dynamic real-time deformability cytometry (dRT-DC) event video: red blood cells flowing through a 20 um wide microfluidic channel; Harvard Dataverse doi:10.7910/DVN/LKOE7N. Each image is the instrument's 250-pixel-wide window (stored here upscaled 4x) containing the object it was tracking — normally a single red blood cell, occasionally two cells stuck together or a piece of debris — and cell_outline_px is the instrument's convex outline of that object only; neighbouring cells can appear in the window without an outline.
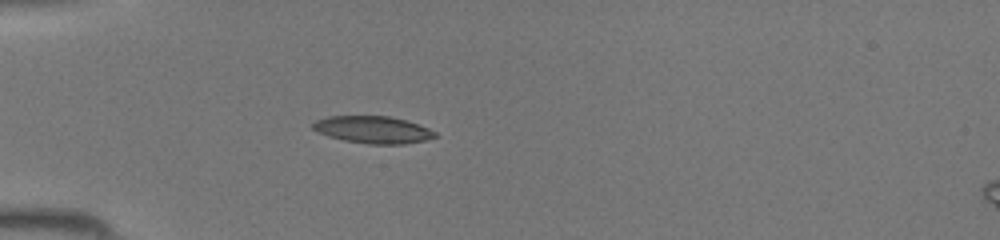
{"species": "common noctule bat (a hibernating species)", "species_latin": "Nyctalus noctula", "temperature_condition": "room temperature", "stored_images_in_passage": 33, "camera_frame_rate_fps": 3000, "um_per_image_px": 0.085, "animal": {"sex": "female", "body_mass_g": 19.5, "forearm_length_mm": 54.1}, "frame": {"image": 1, "passage_image": 4, "time_ms": 1.0, "image_size_px": [1000, 240], "cell_outline_px": [[436, 136], [424, 140], [404, 144], [368, 144], [344, 140], [328, 136], [312, 128], [312, 124], [316, 120], [328, 116], [388, 116], [404, 120], [428, 128], [436, 132]], "centroid_in_image_um": [31.68, 11.02], "position_along_channel_um": 53.3, "area_um2": 19.07}}
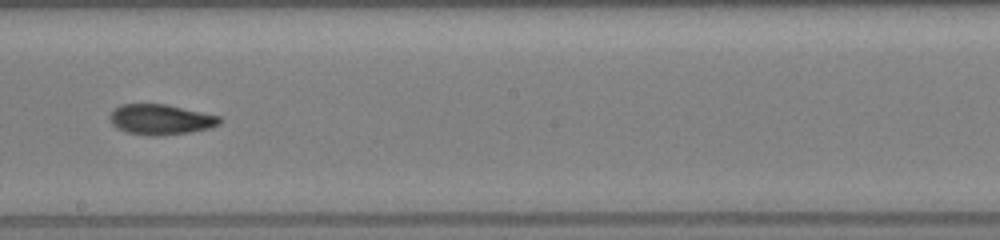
{"frame": {"image": 2, "passage_image": 17, "time_ms": 5.333, "image_size_px": [1000, 240], "cell_outline_px": [[224, 120], [220, 124], [212, 128], [188, 132], [156, 136], [152, 136], [128, 132], [116, 128], [112, 124], [108, 116], [120, 104], [164, 104], [220, 116]], "centroid_in_image_um": [13.67, 10.16], "position_along_channel_um": 234.5, "area_um2": 19.36}}
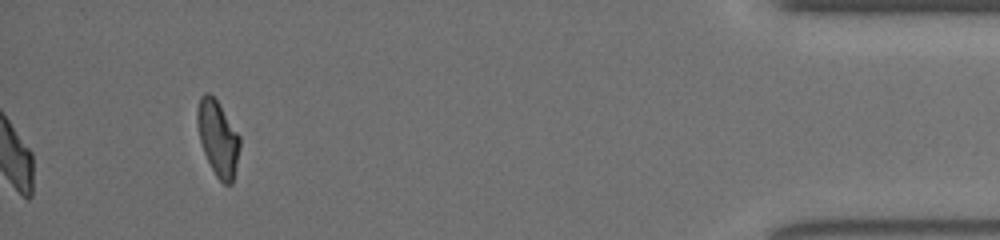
{"frame": {"image": 3, "passage_image": 33, "time_ms": 10.667, "image_size_px": [1000, 240], "cell_outline_px": [[240, 148], [232, 184], [224, 184], [216, 176], [204, 152], [200, 140], [196, 124], [196, 112], [200, 96], [204, 92], [208, 92], [216, 100], [240, 136]], "centroid_in_image_um": [18.51, 11.73], "position_along_channel_um": 416.7, "area_um2": 18.5}}